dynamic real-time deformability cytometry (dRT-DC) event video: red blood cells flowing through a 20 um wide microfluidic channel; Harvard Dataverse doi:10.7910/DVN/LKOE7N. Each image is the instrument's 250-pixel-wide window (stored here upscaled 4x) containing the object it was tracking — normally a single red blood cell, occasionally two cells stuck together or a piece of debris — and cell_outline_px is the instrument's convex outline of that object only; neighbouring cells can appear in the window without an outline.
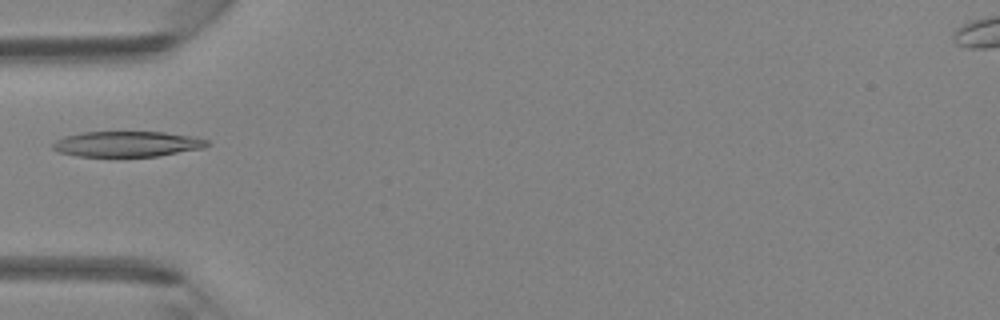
{"species": "Egyptian fruit bat (a non-hibernating species)", "species_latin": "Rousettus aegyptiacus", "temperature_condition": "room temperature", "stored_images_in_passage": 2, "camera_frame_rate_fps": 3000, "um_per_image_px": 0.085, "animal": {"sex": "female"}, "frame": {"image": 1, "passage_image": 2, "time_ms": 0.333, "image_size_px": [1000, 320], "cell_outline_px": [[208, 144], [204, 148], [160, 156], [76, 156], [60, 152], [52, 148], [52, 144], [56, 140], [64, 136], [84, 132], [164, 132], [188, 136], [208, 140]], "centroid_in_image_um": [10.79, 12.24], "position_along_channel_um": 74.2, "area_um2": 22.77}}